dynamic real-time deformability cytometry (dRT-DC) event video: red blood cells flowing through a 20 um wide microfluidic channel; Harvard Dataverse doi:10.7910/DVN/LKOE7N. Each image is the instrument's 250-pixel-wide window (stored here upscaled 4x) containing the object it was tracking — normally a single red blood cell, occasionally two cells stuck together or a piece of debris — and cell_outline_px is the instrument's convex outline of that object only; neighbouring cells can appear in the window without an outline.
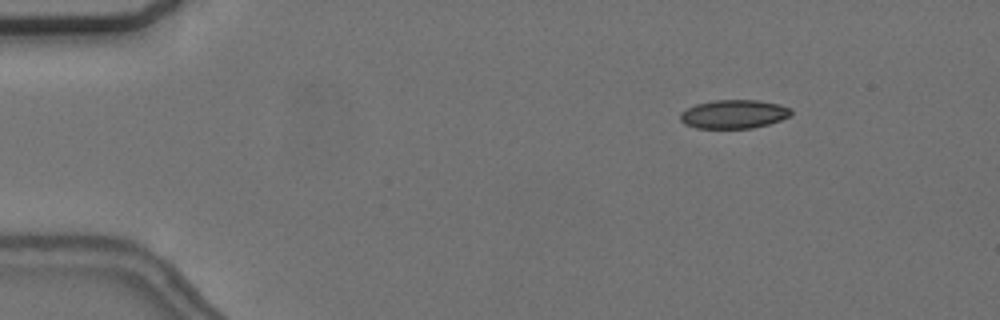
{"species": "common noctule bat (a hibernating species)", "species_latin": "Nyctalus noctula", "temperature_condition": "cold", "stored_images_in_passage": 7, "camera_frame_rate_fps": 3000, "um_per_image_px": 0.085, "animal": {"sex": "female", "body_mass_g": 24.6, "forearm_length_mm": 56.2}, "frame": {"image": 1, "passage_image": 1, "time_ms": 0.0, "image_size_px": [1000, 320], "cell_outline_px": [[792, 112], [788, 116], [780, 120], [768, 124], [752, 128], [696, 128], [684, 124], [680, 120], [680, 112], [696, 104], [716, 100], [756, 100], [780, 104], [792, 108]], "centroid_in_image_um": [62.37, 9.7], "position_along_channel_um": 22.6, "area_um2": 18.5}}
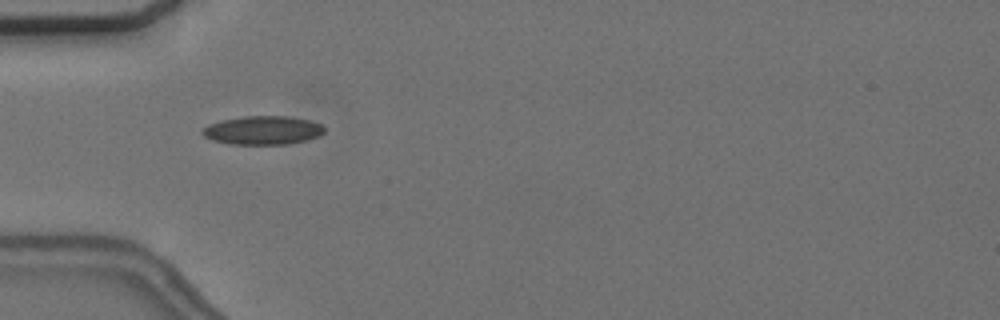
{"frame": {"image": 2, "passage_image": 3, "time_ms": 3.333, "image_size_px": [1000, 320], "cell_outline_px": [[324, 132], [320, 136], [288, 144], [232, 144], [212, 140], [204, 136], [200, 132], [208, 124], [220, 120], [244, 116], [292, 116], [308, 120], [320, 124], [324, 128]], "centroid_in_image_um": [22.32, 11.06], "position_along_channel_um": 62.7, "area_um2": 20.35}}